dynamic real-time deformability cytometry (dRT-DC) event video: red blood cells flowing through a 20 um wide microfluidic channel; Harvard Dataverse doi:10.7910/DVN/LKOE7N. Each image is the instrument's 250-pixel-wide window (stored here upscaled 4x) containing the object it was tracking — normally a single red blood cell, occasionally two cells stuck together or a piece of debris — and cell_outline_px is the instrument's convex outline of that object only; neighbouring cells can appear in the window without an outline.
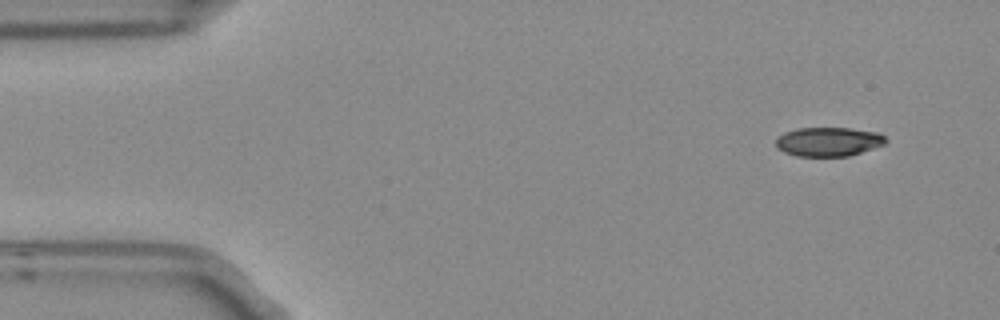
{"species": "Egyptian fruit bat (a non-hibernating species)", "species_latin": "Rousettus aegyptiacus", "temperature_condition": "room temperature", "stored_images_in_passage": 4, "camera_frame_rate_fps": 3000, "um_per_image_px": 0.085, "frame": {"image": 1, "passage_image": 1, "time_ms": 0.0, "image_size_px": [1000, 320], "cell_outline_px": [[888, 140], [884, 144], [848, 156], [796, 156], [784, 152], [776, 148], [776, 140], [784, 132], [800, 128], [848, 128], [876, 132], [884, 136]], "centroid_in_image_um": [70.39, 12.04], "position_along_channel_um": 14.6, "area_um2": 18.44}}
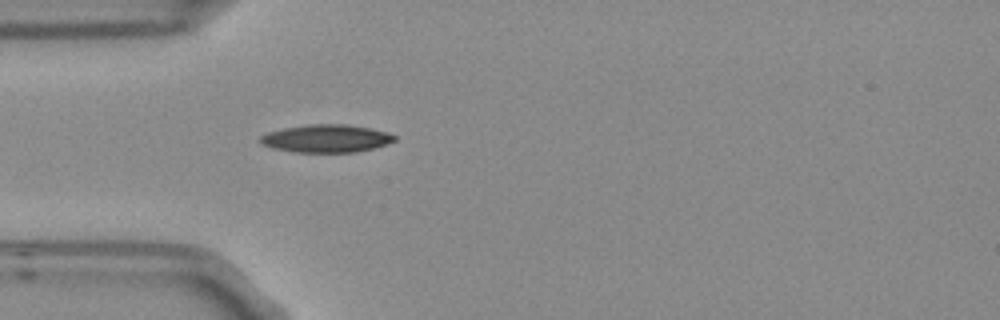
{"frame": {"image": 2, "passage_image": 4, "time_ms": 1.0, "image_size_px": [1000, 320], "cell_outline_px": [[396, 140], [372, 148], [356, 152], [292, 152], [272, 148], [260, 144], [260, 136], [268, 132], [284, 128], [308, 124], [348, 124], [368, 128], [384, 132], [396, 136]], "centroid_in_image_um": [27.67, 11.77], "position_along_channel_um": 57.3, "area_um2": 21.62}}